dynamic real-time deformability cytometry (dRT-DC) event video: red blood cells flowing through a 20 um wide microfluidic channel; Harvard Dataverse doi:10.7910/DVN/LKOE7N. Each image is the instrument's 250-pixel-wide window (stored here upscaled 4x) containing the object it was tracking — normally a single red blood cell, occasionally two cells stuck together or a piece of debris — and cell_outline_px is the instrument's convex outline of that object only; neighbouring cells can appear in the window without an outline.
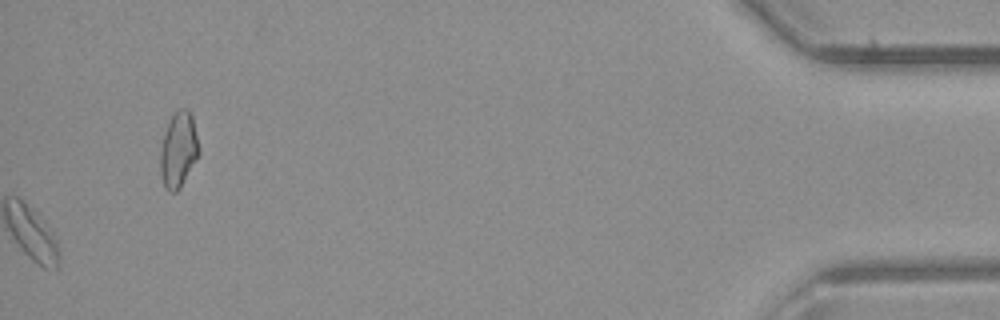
{"species": "common noctule bat (a hibernating species)", "species_latin": "Nyctalus noctula", "temperature_condition": "room temperature", "stored_images_in_passage": 30, "camera_frame_rate_fps": 3000, "um_per_image_px": 0.085, "animal": {"sex": "male", "body_mass_g": 23.1, "forearm_length_mm": 52.7}, "frame": {"image": 1, "passage_image": 30, "time_ms": 9.667, "image_size_px": [1000, 320], "cell_outline_px": [[200, 152], [180, 188], [176, 192], [168, 192], [164, 184], [160, 172], [160, 148], [164, 132], [172, 116], [180, 108], [188, 108], [192, 116], [200, 148]], "centroid_in_image_um": [15.17, 12.73], "position_along_channel_um": 420.0, "area_um2": 16.94}}